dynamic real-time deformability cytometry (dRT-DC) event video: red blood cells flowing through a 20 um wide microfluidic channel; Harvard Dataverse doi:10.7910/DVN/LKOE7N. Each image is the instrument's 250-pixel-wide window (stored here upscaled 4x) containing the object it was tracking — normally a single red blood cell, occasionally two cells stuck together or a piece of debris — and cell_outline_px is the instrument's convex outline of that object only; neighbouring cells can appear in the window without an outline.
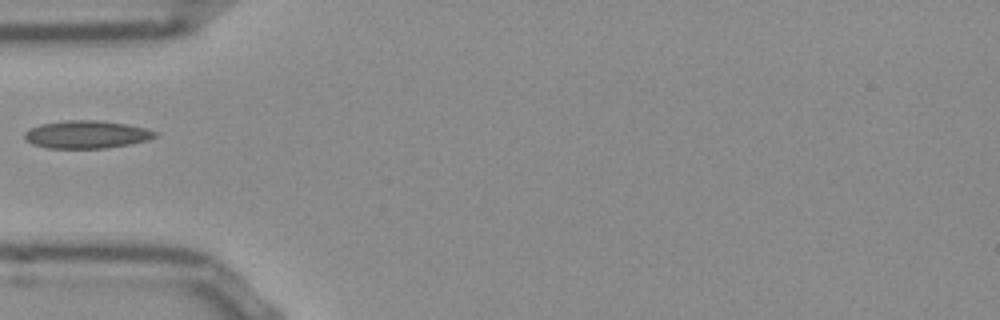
{"species": "Egyptian fruit bat (a non-hibernating species)", "species_latin": "Rousettus aegyptiacus", "temperature_condition": "room temperature", "stored_images_in_passage": 37, "camera_frame_rate_fps": 3000, "um_per_image_px": 0.085, "frame": {"image": 1, "passage_image": 1, "time_ms": 0.0, "image_size_px": [1000, 320], "cell_outline_px": [[156, 136], [148, 140], [132, 144], [108, 148], [48, 148], [32, 144], [24, 140], [24, 132], [40, 124], [64, 120], [100, 120], [128, 124], [148, 128], [156, 132]], "centroid_in_image_um": [7.37, 11.43], "position_along_channel_um": 77.6, "area_um2": 21.39}}
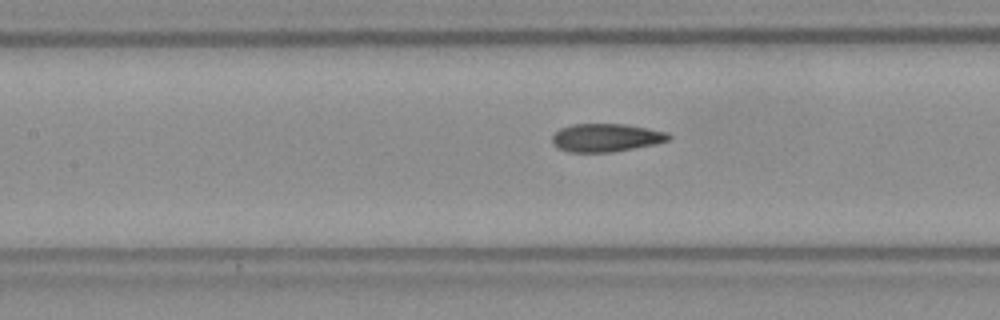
{"frame": {"image": 2, "passage_image": 7, "time_ms": 2.0, "image_size_px": [1000, 320], "cell_outline_px": [[672, 140], [656, 144], [612, 152], [568, 152], [556, 148], [552, 144], [552, 136], [560, 128], [572, 124], [624, 124], [648, 128], [668, 132], [672, 136]], "centroid_in_image_um": [51.53, 11.7], "position_along_channel_um": 155.9, "area_um2": 19.36}}
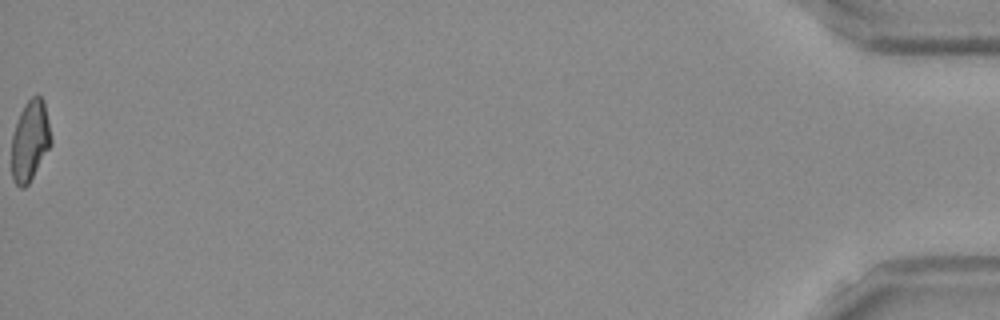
{"frame": {"image": 3, "passage_image": 37, "time_ms": 12.0, "image_size_px": [1000, 320], "cell_outline_px": [[52, 144], [28, 184], [24, 188], [20, 188], [16, 184], [12, 176], [12, 136], [20, 112], [24, 104], [32, 96], [40, 96], [44, 100], [52, 140]], "centroid_in_image_um": [2.56, 11.96], "position_along_channel_um": 432.6, "area_um2": 18.44}}